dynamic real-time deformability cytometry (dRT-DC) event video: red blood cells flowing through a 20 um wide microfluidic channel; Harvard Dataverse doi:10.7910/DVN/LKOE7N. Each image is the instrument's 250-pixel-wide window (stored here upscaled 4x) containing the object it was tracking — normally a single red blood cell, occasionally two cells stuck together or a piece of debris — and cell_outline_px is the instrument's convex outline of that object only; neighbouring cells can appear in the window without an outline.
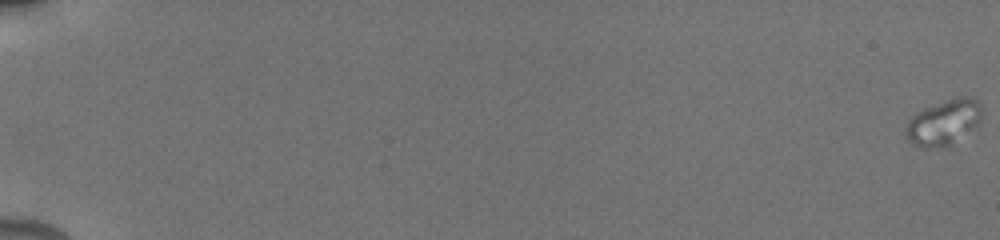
{"species": "human", "species_latin": "Homo sapiens", "temperature_condition": "cold", "stored_images_in_passage": 48, "camera_frame_rate_fps": 3000, "um_per_image_px": 0.085, "donor": {"sex": "male"}, "frame": {"image": 1, "passage_image": 1, "time_ms": 0.0, "image_size_px": [1000, 240], "cell_outline_px": [[980, 120], [976, 128], [944, 148], [924, 148], [908, 140], [904, 132], [904, 128], [908, 120], [916, 112], [924, 108], [960, 96], [968, 96], [980, 100]], "centroid_in_image_um": [80.21, 10.41], "position_along_channel_um": 4.8, "area_um2": 20.23}}